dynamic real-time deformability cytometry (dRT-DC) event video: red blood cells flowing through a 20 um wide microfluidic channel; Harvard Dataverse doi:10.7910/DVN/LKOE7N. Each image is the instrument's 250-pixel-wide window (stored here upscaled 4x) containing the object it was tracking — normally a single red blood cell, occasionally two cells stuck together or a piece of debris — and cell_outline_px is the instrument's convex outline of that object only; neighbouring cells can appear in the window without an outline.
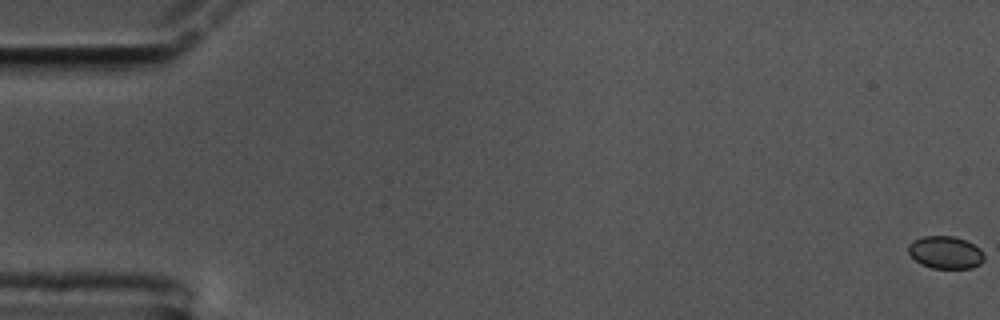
{"species": "common noctule bat (a hibernating species)", "species_latin": "Nyctalus noctula", "temperature_condition": "cold", "stored_images_in_passage": 60, "camera_frame_rate_fps": 3000, "um_per_image_px": 0.085, "animal": {"sex": "male", "body_mass_g": 17.5, "forearm_length_mm": 52.3}, "frame": {"image": 1, "passage_image": 1, "time_ms": 0.0, "image_size_px": [1000, 320], "cell_outline_px": [[984, 260], [980, 264], [972, 268], [932, 268], [920, 264], [908, 252], [908, 244], [912, 240], [924, 236], [952, 236], [964, 240], [980, 248], [984, 256]], "centroid_in_image_um": [80.35, 21.46], "position_along_channel_um": 4.7, "area_um2": 14.33}}
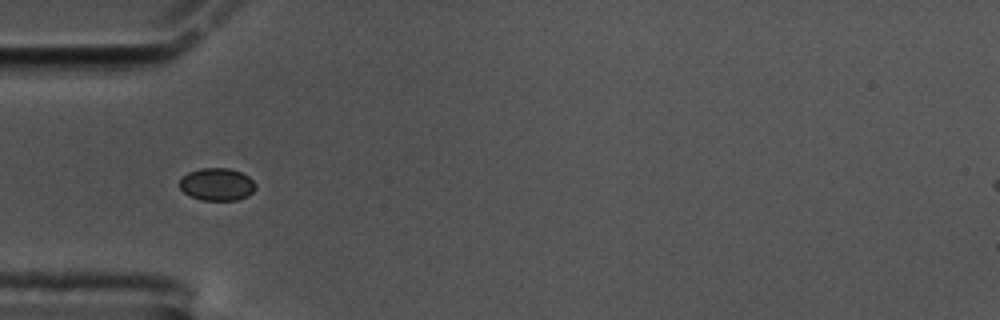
{"frame": {"image": 2, "passage_image": 20, "time_ms": 6.333, "image_size_px": [1000, 320], "cell_outline_px": [[256, 188], [248, 196], [236, 200], [200, 200], [184, 192], [180, 188], [180, 180], [188, 172], [200, 168], [228, 168], [240, 172], [248, 176], [256, 184]], "centroid_in_image_um": [18.46, 15.67], "position_along_channel_um": 66.5, "area_um2": 14.33}}
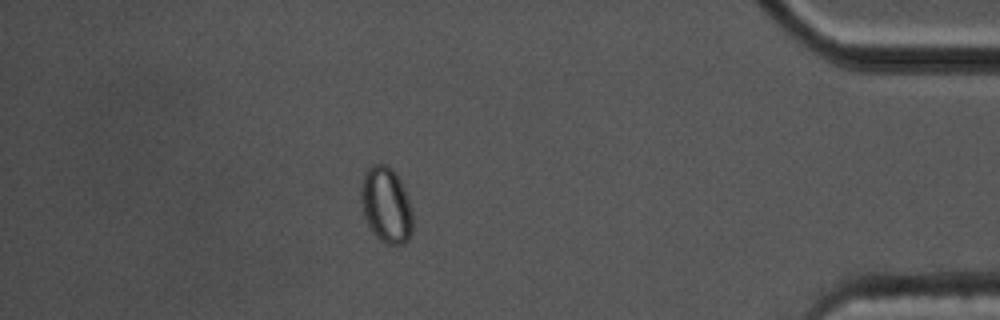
{"frame": {"image": 3, "passage_image": 53, "time_ms": 17.333, "image_size_px": [1000, 320], "cell_outline_px": [[412, 232], [408, 240], [404, 244], [388, 244], [380, 240], [372, 232], [364, 216], [360, 196], [360, 188], [364, 172], [372, 164], [384, 164], [392, 168], [396, 172], [404, 188], [412, 212]], "centroid_in_image_um": [32.81, 17.41], "position_along_channel_um": 402.4, "area_um2": 22.95}}